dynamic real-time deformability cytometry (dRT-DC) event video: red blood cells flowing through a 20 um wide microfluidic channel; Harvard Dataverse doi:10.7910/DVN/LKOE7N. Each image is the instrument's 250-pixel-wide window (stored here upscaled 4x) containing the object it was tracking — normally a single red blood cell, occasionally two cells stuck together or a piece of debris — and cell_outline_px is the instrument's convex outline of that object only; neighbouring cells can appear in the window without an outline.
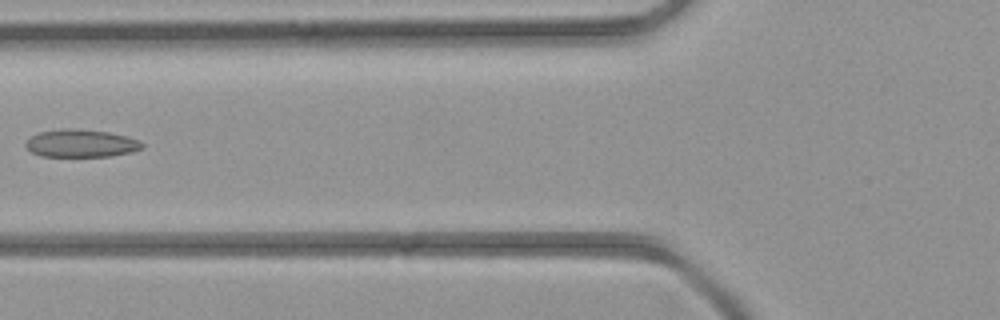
{"species": "common noctule bat (a hibernating species)", "species_latin": "Nyctalus noctula", "temperature_condition": "room temperature", "stored_images_in_passage": 5, "camera_frame_rate_fps": 3000, "um_per_image_px": 0.085, "animal": {"sex": "female", "body_mass_g": 21.9}, "frame": {"image": 1, "passage_image": 5, "time_ms": 4.667, "image_size_px": [1000, 320], "cell_outline_px": [[144, 148], [132, 152], [112, 156], [40, 156], [32, 152], [24, 144], [32, 136], [40, 132], [108, 132], [128, 136], [140, 140], [144, 144]], "centroid_in_image_um": [6.99, 12.25], "position_along_channel_um": 118.8, "area_um2": 17.74}}